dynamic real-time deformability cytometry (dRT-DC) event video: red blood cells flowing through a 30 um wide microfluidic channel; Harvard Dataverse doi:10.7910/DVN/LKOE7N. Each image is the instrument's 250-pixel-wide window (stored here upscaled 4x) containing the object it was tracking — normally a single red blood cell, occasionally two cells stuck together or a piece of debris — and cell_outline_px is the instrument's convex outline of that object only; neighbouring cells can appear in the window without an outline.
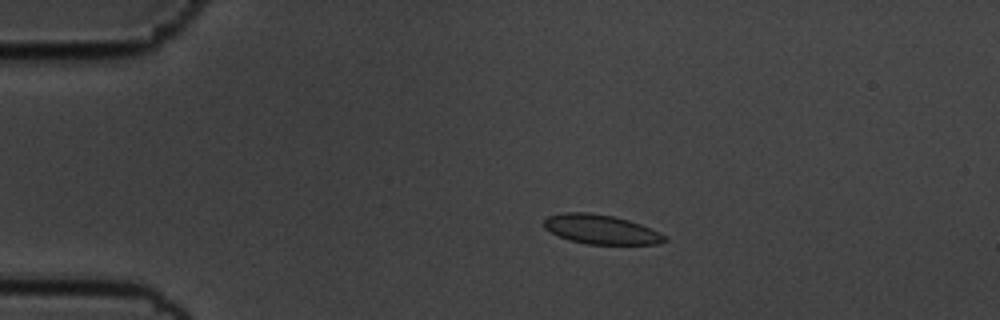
{"species": "common noctule bat (a hibernating species)", "species_latin": "Nyctalus noctula", "temperature_condition": "cold", "stored_images_in_passage": 48, "camera_frame_rate_fps": 3000, "um_per_image_px": 0.085, "animal": {"sex": "male", "body_mass_g": 19.5, "forearm_length_mm": 54.6}, "frame": {"image": 1, "passage_image": 3, "time_ms": 0.667, "image_size_px": [1000, 320], "cell_outline_px": [[668, 240], [660, 244], [588, 244], [568, 240], [544, 228], [544, 220], [548, 216], [564, 212], [588, 212], [612, 216], [628, 220], [640, 224], [660, 232], [668, 236]], "centroid_in_image_um": [51.11, 19.5], "position_along_channel_um": 33.9, "area_um2": 20.63}}
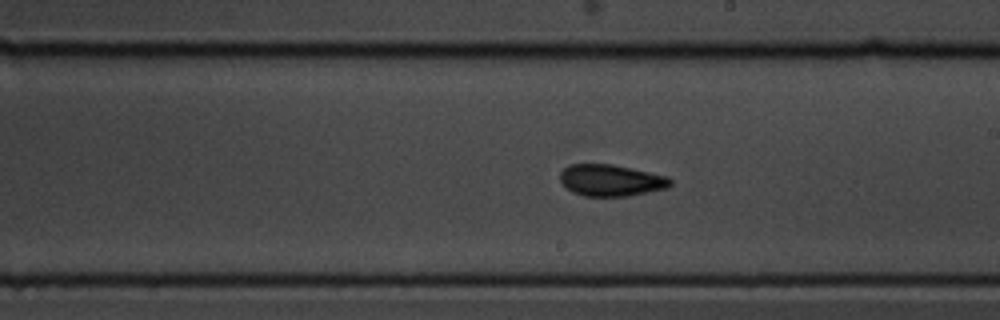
{"frame": {"image": 2, "passage_image": 24, "time_ms": 7.667, "image_size_px": [1000, 320], "cell_outline_px": [[672, 184], [668, 188], [628, 196], [584, 196], [572, 192], [560, 180], [560, 172], [568, 164], [612, 164], [668, 176], [672, 180]], "centroid_in_image_um": [51.94, 15.32], "position_along_channel_um": 237.1, "area_um2": 20.35}}
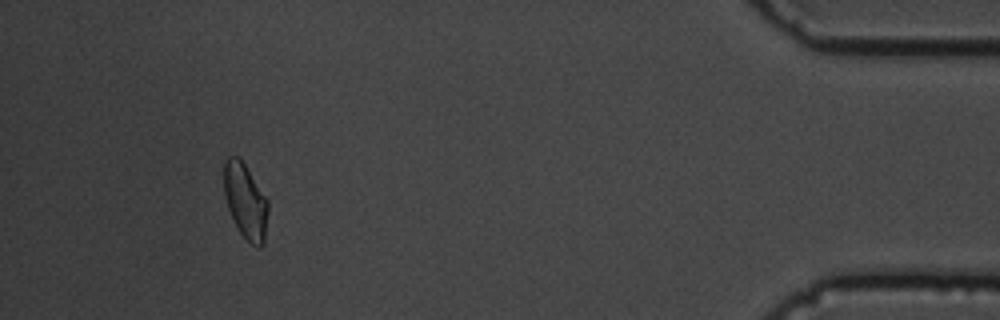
{"frame": {"image": 3, "passage_image": 44, "time_ms": 14.333, "image_size_px": [1000, 320], "cell_outline_px": [[268, 212], [264, 244], [260, 248], [252, 244], [240, 232], [228, 208], [224, 196], [224, 160], [228, 156], [236, 156], [244, 164], [268, 200]], "centroid_in_image_um": [20.86, 17.1], "position_along_channel_um": 414.3, "area_um2": 19.07}, "authors_computed_cell_mechanics": {"area_um2": 20.0566, "velocity_mm_per_s": 3.5618, "shape_relaxation_time_tau1_ms": 10.2831, "shape_relaxation_time_tau2_ms": 1.843, "deformation_change_tau1": 0.1635, "deformation_change_tau2": 0.0511}}